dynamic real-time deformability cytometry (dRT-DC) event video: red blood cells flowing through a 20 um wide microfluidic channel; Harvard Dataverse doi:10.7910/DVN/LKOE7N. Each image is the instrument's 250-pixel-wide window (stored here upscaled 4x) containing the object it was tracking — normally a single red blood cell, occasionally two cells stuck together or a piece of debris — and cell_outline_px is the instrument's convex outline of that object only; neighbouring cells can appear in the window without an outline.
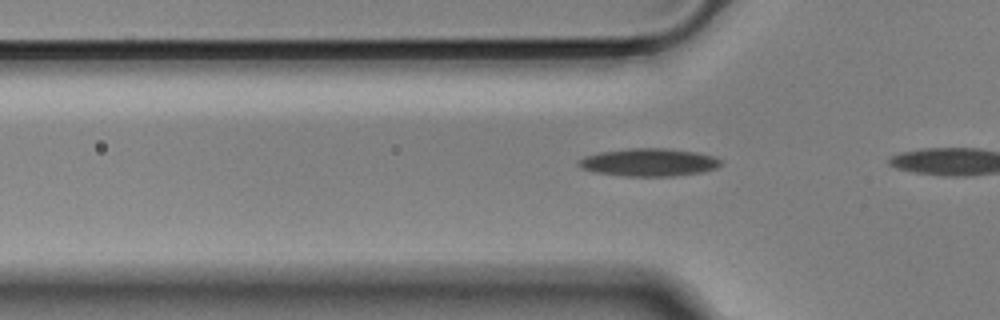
{"species": "Egyptian fruit bat (a non-hibernating species)", "species_latin": "Rousettus aegyptiacus", "temperature_condition": "cold", "stored_images_in_passage": 5, "camera_frame_rate_fps": 3000, "um_per_image_px": 0.085, "animal": {"sex": "male"}, "frame": {"image": 1, "passage_image": 4, "time_ms": 1.0, "image_size_px": [1000, 320], "cell_outline_px": [[724, 160], [716, 168], [700, 172], [672, 176], [628, 176], [596, 172], [580, 168], [576, 164], [584, 156], [600, 152], [632, 148], [668, 148], [696, 152], [716, 156]], "centroid_in_image_um": [55.18, 13.79], "position_along_channel_um": 70.6, "area_um2": 23.0}}